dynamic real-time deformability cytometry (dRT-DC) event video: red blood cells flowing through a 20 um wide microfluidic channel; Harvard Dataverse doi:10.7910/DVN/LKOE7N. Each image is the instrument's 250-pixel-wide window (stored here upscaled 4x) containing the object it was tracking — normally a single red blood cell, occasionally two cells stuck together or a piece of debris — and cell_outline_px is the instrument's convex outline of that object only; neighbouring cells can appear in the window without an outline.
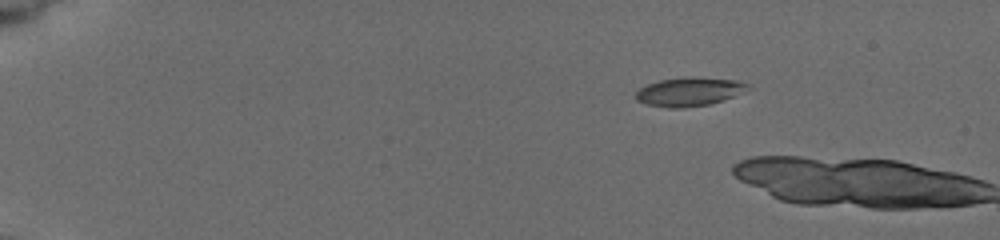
{"species": "common noctule bat (a hibernating species)", "species_latin": "Nyctalus noctula", "temperature_condition": "cold", "stored_images_in_passage": 2, "camera_frame_rate_fps": 3000, "um_per_image_px": 0.085, "animal": {"sex": "female", "body_mass_g": 19.5, "forearm_length_mm": 54.1}, "frame": {"image": 1, "passage_image": 1, "time_ms": 0.0, "image_size_px": [1000, 240], "cell_outline_px": [[748, 84], [732, 96], [724, 100], [708, 104], [680, 108], [668, 108], [648, 104], [636, 100], [636, 92], [640, 88], [648, 84], [660, 80], [736, 80]], "centroid_in_image_um": [58.45, 7.86], "position_along_channel_um": 26.6, "area_um2": 17.11}}